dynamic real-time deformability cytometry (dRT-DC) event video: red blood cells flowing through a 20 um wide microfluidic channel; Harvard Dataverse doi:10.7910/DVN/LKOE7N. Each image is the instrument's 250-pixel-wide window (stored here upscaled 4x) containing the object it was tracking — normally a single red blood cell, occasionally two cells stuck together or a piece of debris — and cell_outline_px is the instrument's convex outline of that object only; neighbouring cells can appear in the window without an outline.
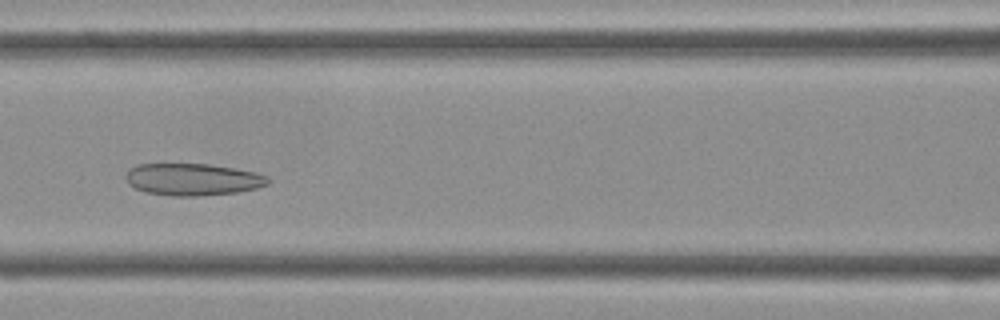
{"species": "Egyptian fruit bat (a non-hibernating species)", "species_latin": "Rousettus aegyptiacus", "temperature_condition": "cold", "stored_images_in_passage": 42, "camera_frame_rate_fps": 3000, "um_per_image_px": 0.085, "frame": {"image": 1, "passage_image": 17, "time_ms": 5.333, "image_size_px": [1000, 320], "cell_outline_px": [[272, 180], [268, 184], [256, 188], [236, 192], [200, 196], [172, 196], [144, 192], [128, 184], [124, 176], [136, 164], [208, 164], [256, 172], [268, 176]], "centroid_in_image_um": [16.39, 15.25], "position_along_channel_um": 150.2, "area_um2": 26.59}}
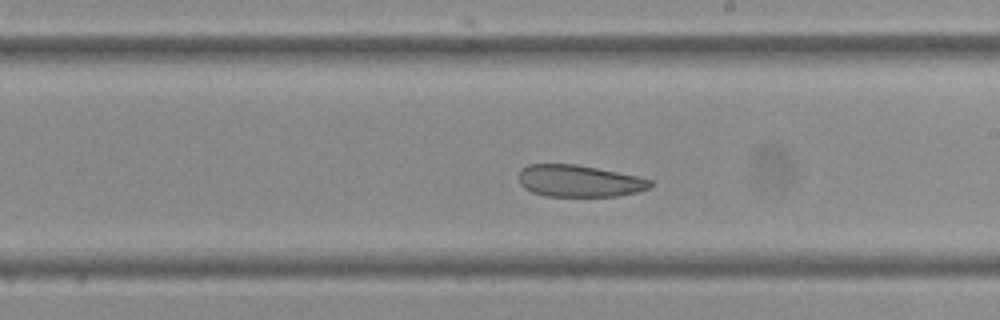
{"frame": {"image": 2, "passage_image": 23, "time_ms": 7.333, "image_size_px": [1000, 320], "cell_outline_px": [[652, 188], [636, 192], [616, 196], [544, 196], [532, 192], [524, 188], [520, 184], [516, 176], [520, 168], [528, 164], [576, 164], [636, 176], [652, 180]], "centroid_in_image_um": [49.17, 15.38], "position_along_channel_um": 239.8, "area_um2": 24.62}}
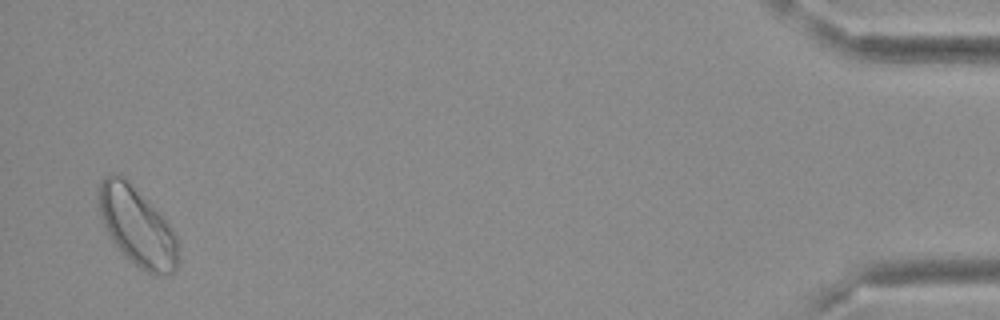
{"frame": {"image": 3, "passage_image": 41, "time_ms": 13.333, "image_size_px": [1000, 320], "cell_outline_px": [[180, 256], [176, 268], [172, 272], [156, 276], [148, 272], [128, 260], [112, 240], [104, 228], [100, 216], [100, 184], [104, 176], [112, 172], [120, 172], [156, 208], [172, 228], [176, 236]], "centroid_in_image_um": [11.67, 19.24], "position_along_channel_um": 423.5, "area_um2": 36.53}}